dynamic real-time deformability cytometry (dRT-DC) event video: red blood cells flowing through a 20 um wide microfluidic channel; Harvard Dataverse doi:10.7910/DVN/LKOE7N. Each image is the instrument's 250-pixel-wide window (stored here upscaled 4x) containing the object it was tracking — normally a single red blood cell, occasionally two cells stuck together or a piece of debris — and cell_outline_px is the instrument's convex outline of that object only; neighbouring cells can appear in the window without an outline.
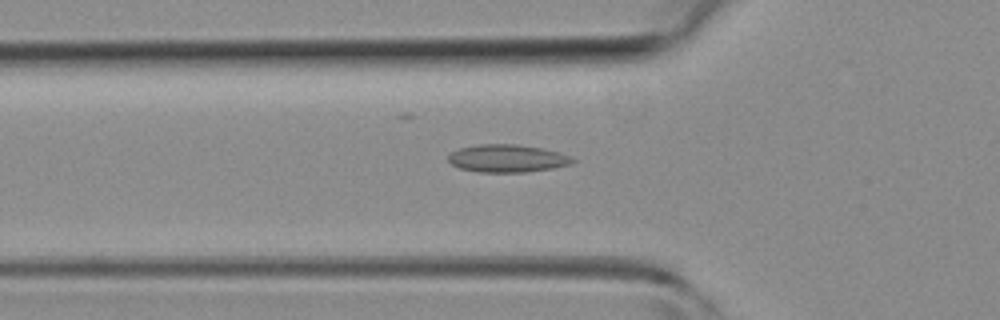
{"species": "common noctule bat (a hibernating species)", "species_latin": "Nyctalus noctula", "temperature_condition": "room temperature", "stored_images_in_passage": 45, "camera_frame_rate_fps": 3000, "um_per_image_px": 0.085, "animal": {"sex": "female", "body_mass_g": 19.3, "forearm_length_mm": 54.1}, "frame": {"image": 1, "passage_image": 15, "time_ms": 4.667, "image_size_px": [1000, 320], "cell_outline_px": [[576, 160], [572, 164], [552, 168], [524, 172], [480, 172], [460, 168], [452, 164], [448, 160], [448, 156], [452, 152], [460, 148], [480, 144], [516, 144], [540, 148], [560, 152], [572, 156]], "centroid_in_image_um": [43.15, 13.46], "position_along_channel_um": 82.6, "area_um2": 20.0}}
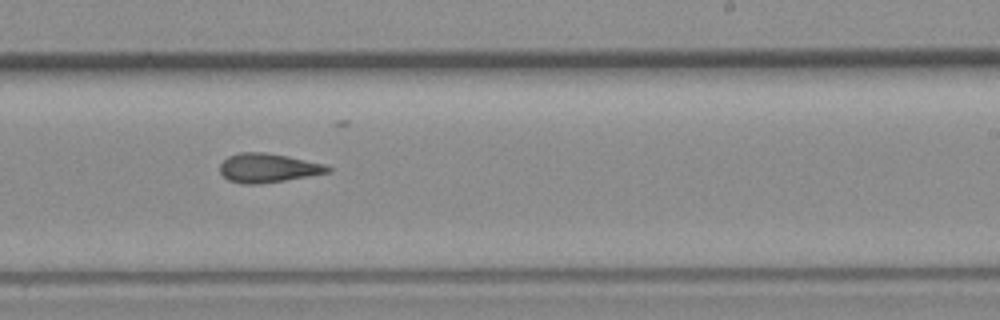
{"frame": {"image": 2, "passage_image": 27, "time_ms": 8.667, "image_size_px": [1000, 320], "cell_outline_px": [[332, 172], [284, 180], [256, 184], [244, 184], [228, 180], [220, 172], [220, 164], [228, 156], [240, 152], [264, 152], [288, 156], [324, 164], [332, 168]], "centroid_in_image_um": [22.78, 14.27], "position_along_channel_um": 266.2, "area_um2": 18.15}}
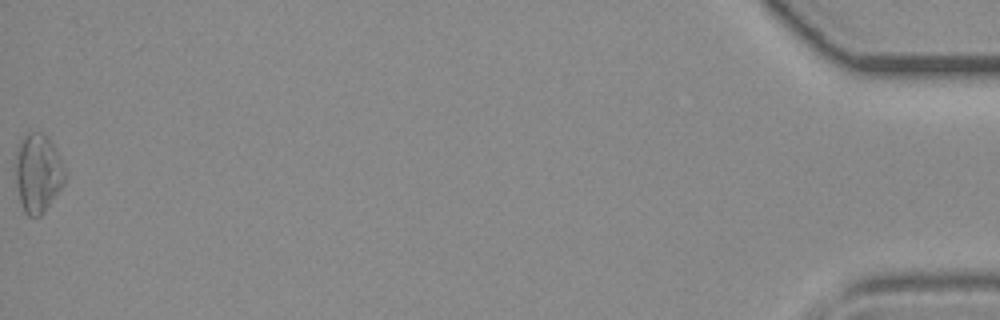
{"frame": {"image": 3, "passage_image": 45, "time_ms": 14.667, "image_size_px": [1000, 320], "cell_outline_px": [[68, 176], [64, 184], [44, 212], [40, 216], [28, 216], [24, 212], [20, 200], [16, 184], [16, 152], [20, 140], [28, 132], [40, 132], [56, 148], [68, 172]], "centroid_in_image_um": [3.26, 14.72], "position_along_channel_um": 431.9, "area_um2": 22.83}}